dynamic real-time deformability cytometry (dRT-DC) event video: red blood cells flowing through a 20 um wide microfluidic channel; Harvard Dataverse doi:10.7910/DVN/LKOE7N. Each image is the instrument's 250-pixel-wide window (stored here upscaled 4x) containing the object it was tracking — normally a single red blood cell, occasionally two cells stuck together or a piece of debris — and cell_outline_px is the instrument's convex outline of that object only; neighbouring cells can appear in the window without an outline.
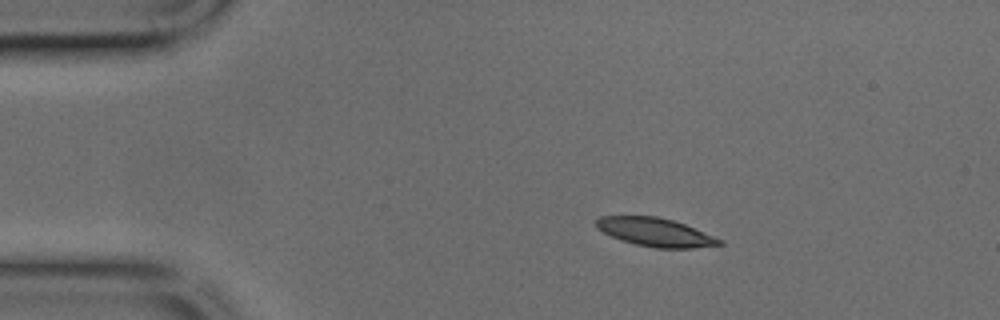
{"species": "common noctule bat (a hibernating species)", "species_latin": "Nyctalus noctula", "temperature_condition": "cold", "stored_images_in_passage": 38, "camera_frame_rate_fps": 3000, "um_per_image_px": 0.085, "animal": {"sex": "male", "body_mass_g": 17.9, "forearm_length_mm": 54.2}, "frame": {"image": 1, "passage_image": 1, "time_ms": 0.0, "image_size_px": [1000, 320], "cell_outline_px": [[724, 244], [692, 248], [656, 248], [636, 244], [620, 240], [596, 228], [596, 220], [600, 216], [656, 216], [672, 220], [684, 224], [724, 240]], "centroid_in_image_um": [55.71, 19.74], "position_along_channel_um": 29.3, "area_um2": 20.29}}
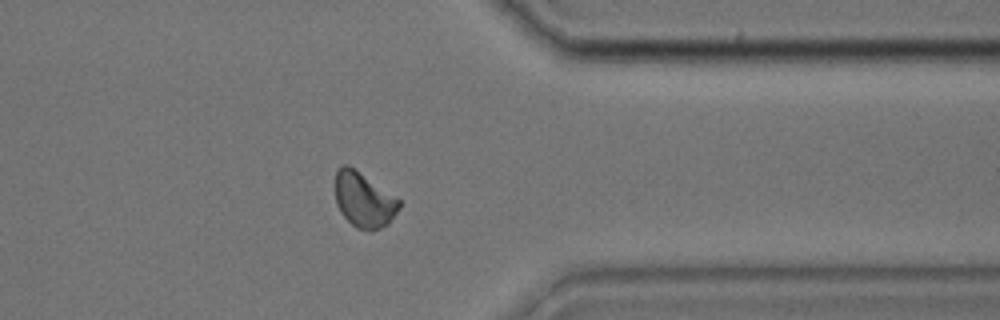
{"frame": {"image": 2, "passage_image": 29, "time_ms": 9.333, "image_size_px": [1000, 320], "cell_outline_px": [[400, 208], [388, 224], [372, 232], [356, 228], [340, 212], [336, 204], [336, 168], [340, 164], [348, 164], [400, 200]], "centroid_in_image_um": [30.91, 17.0], "position_along_channel_um": 380.5, "area_um2": 20.46}}
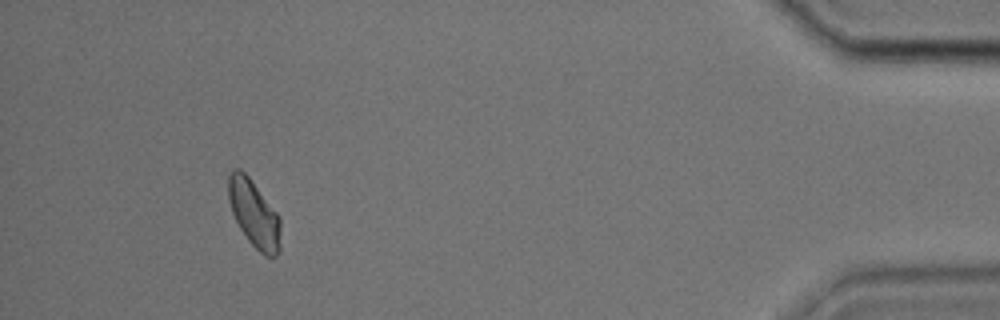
{"frame": {"image": 3, "passage_image": 35, "time_ms": 11.333, "image_size_px": [1000, 320], "cell_outline_px": [[280, 252], [276, 256], [264, 256], [248, 240], [240, 228], [232, 212], [228, 200], [228, 172], [232, 168], [240, 168], [248, 176], [280, 216]], "centroid_in_image_um": [21.59, 18.15], "position_along_channel_um": 413.6, "area_um2": 20.52}}